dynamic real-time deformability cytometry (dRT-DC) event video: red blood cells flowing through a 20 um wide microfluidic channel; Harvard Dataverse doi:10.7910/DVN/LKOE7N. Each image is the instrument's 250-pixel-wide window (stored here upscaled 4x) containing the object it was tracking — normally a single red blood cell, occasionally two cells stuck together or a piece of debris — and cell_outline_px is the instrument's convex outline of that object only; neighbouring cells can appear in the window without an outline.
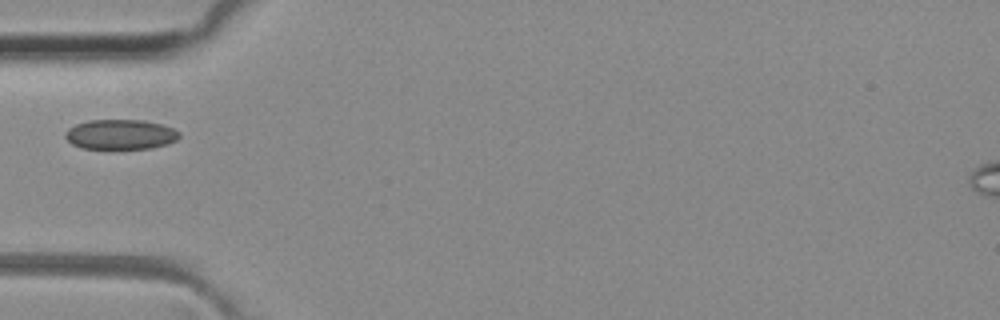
{"species": "common noctule bat (a hibernating species)", "species_latin": "Nyctalus noctula", "temperature_condition": "room temperature", "stored_images_in_passage": 12, "camera_frame_rate_fps": 3000, "um_per_image_px": 0.085, "animal": {"sex": "female", "body_mass_g": 29.2, "forearm_length_mm": 56.3}, "frame": {"image": 1, "passage_image": 1, "time_ms": 0.0, "image_size_px": [1000, 320], "cell_outline_px": [[180, 136], [176, 140], [168, 144], [152, 148], [80, 148], [72, 144], [64, 136], [64, 132], [68, 128], [76, 124], [88, 120], [140, 120], [160, 124], [172, 128], [180, 132]], "centroid_in_image_um": [10.22, 11.42], "position_along_channel_um": 74.8, "area_um2": 19.83}}
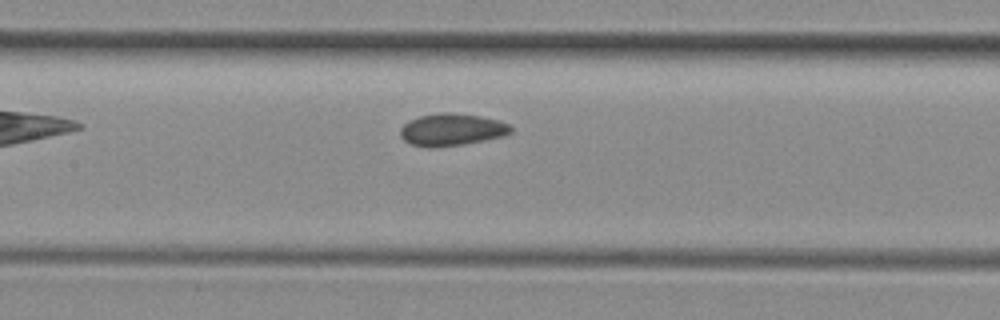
{"frame": {"image": 2, "passage_image": 8, "time_ms": 2.333, "image_size_px": [1000, 320], "cell_outline_px": [[512, 132], [504, 136], [464, 144], [436, 148], [428, 148], [412, 144], [404, 140], [400, 136], [400, 128], [404, 124], [420, 116], [444, 112], [452, 112], [480, 116], [496, 120], [508, 124], [512, 128]], "centroid_in_image_um": [38.39, 11.03], "position_along_channel_um": 169.0, "area_um2": 20.69}}
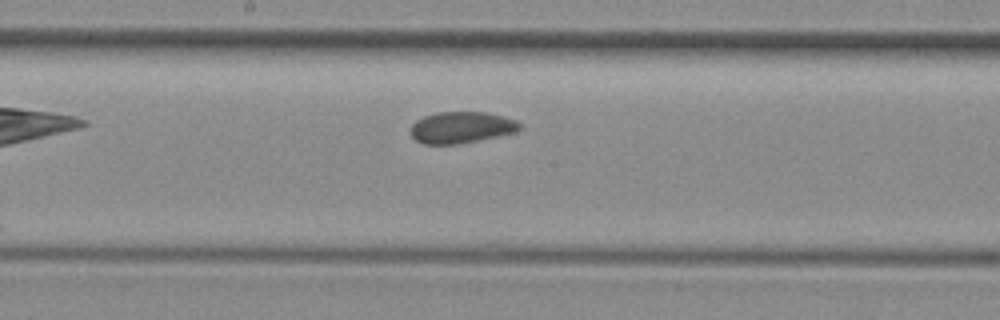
{"frame": {"image": 3, "passage_image": 11, "time_ms": 3.333, "image_size_px": [1000, 320], "cell_outline_px": [[520, 128], [516, 132], [460, 144], [424, 144], [416, 140], [408, 132], [412, 124], [416, 120], [424, 116], [436, 112], [488, 112], [516, 120], [520, 124]], "centroid_in_image_um": [39.18, 10.83], "position_along_channel_um": 209.0, "area_um2": 20.11}}